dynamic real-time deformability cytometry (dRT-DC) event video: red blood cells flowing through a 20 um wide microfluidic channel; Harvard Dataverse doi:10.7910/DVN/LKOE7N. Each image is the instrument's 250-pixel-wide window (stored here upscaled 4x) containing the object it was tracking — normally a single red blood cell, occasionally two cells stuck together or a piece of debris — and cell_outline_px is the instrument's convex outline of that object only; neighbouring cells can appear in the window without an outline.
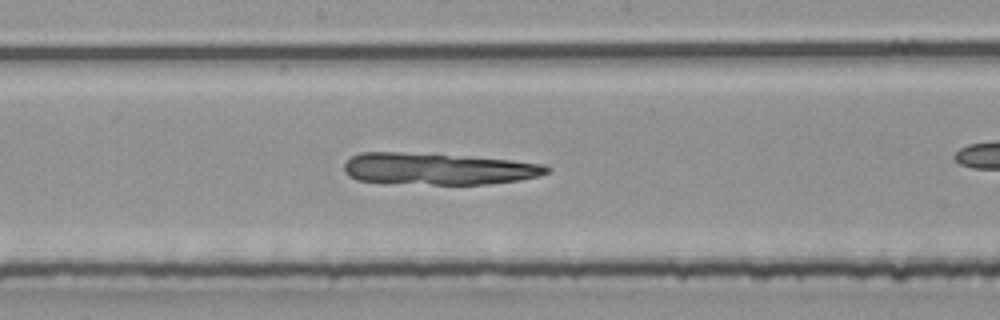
{"species": "common noctule bat (a hibernating species)", "species_latin": "Nyctalus noctula", "temperature_condition": "room temperature", "stored_images_in_passage": 31, "camera_frame_rate_fps": 3000, "um_per_image_px": 0.085, "animal": {"sex": "male", "body_mass_g": 20.4}, "frame": {"image": 1, "passage_image": 18, "time_ms": 5.667, "image_size_px": [1000, 320], "cell_outline_px": [[552, 168], [548, 172], [536, 176], [520, 180], [488, 184], [432, 184], [356, 180], [348, 176], [344, 172], [344, 164], [352, 156], [360, 152], [400, 152], [508, 160], [544, 164]], "centroid_in_image_um": [37.21, 14.35], "position_along_channel_um": 211.0, "area_um2": 36.82}}